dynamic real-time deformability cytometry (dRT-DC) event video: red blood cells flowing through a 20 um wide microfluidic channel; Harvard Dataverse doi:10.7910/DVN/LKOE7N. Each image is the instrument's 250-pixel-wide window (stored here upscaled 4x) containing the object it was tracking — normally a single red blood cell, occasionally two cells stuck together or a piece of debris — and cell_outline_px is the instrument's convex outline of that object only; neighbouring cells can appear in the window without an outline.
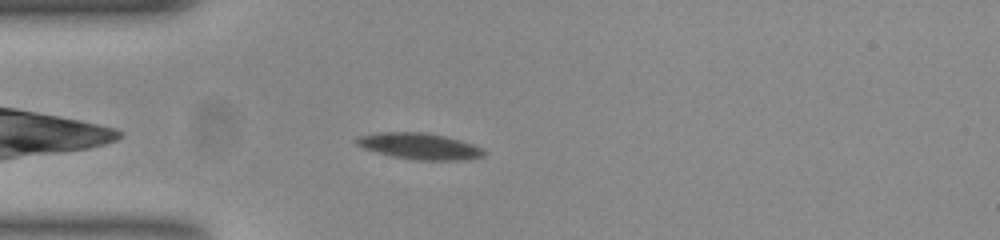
{"species": "common noctule bat (a hibernating species)", "species_latin": "Nyctalus noctula", "temperature_condition": "room temperature", "stored_images_in_passage": 41, "camera_frame_rate_fps": 3000, "um_per_image_px": 0.085, "animal": {"sex": "female", "body_mass_g": 23.0, "forearm_length_mm": 53.4}, "frame": {"image": 1, "passage_image": 1, "time_ms": 0.0, "image_size_px": [1000, 240], "cell_outline_px": [[484, 156], [452, 160], [420, 160], [396, 156], [380, 152], [356, 144], [356, 140], [360, 136], [380, 132], [424, 132], [444, 136], [460, 140], [472, 144], [480, 148], [484, 152]], "centroid_in_image_um": [35.68, 12.4], "position_along_channel_um": 49.3, "area_um2": 18.67}}
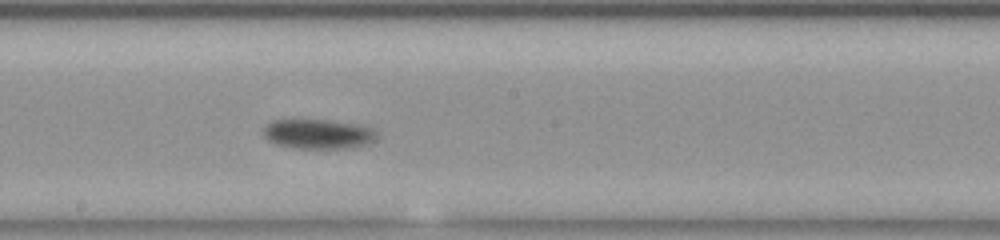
{"frame": {"image": 2, "passage_image": 16, "time_ms": 5.0, "image_size_px": [1000, 240], "cell_outline_px": [[372, 140], [364, 144], [336, 148], [300, 148], [280, 144], [272, 140], [264, 132], [264, 128], [272, 120], [328, 120], [352, 124], [372, 128]], "centroid_in_image_um": [26.98, 11.37], "position_along_channel_um": 221.2, "area_um2": 18.32}}
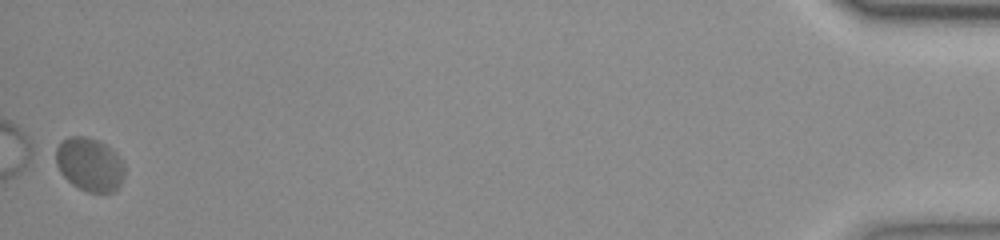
{"frame": {"image": 3, "passage_image": 41, "time_ms": 13.333, "image_size_px": [1000, 240], "cell_outline_px": [[124, 176], [120, 184], [112, 192], [88, 192], [72, 184], [60, 172], [56, 164], [56, 148], [60, 140], [68, 136], [84, 136], [96, 140], [104, 144], [124, 164]], "centroid_in_image_um": [7.57, 13.97], "position_along_channel_um": 427.6, "area_um2": 21.1}, "authors_computed_cell_mechanics": {"area_um2": 19.1318, "velocity_mm_per_s": 3.6592, "shape_relaxation_time_tau1_ms": 6.1108, "shape_relaxation_time_tau2_ms": 1.172, "deformation_change_tau1": 0.1301, "deformation_change_tau2": 0.0246}}